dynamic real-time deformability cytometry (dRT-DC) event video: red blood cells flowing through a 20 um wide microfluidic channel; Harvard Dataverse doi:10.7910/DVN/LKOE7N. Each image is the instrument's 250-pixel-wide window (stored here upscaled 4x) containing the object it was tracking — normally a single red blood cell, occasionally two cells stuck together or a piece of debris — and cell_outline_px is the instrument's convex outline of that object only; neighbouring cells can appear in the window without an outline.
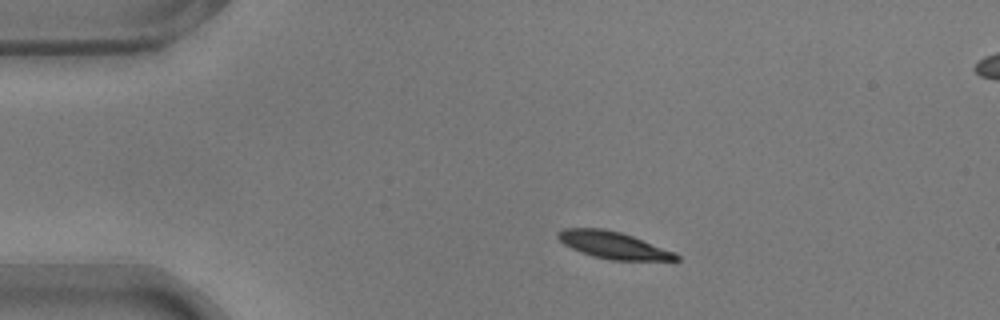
{"species": "common noctule bat (a hibernating species)", "species_latin": "Nyctalus noctula", "temperature_condition": "warm", "stored_images_in_passage": 7, "camera_frame_rate_fps": 3000, "um_per_image_px": 0.085, "animal": {"sex": "male", "body_mass_g": 17.9}, "frame": {"image": 1, "passage_image": 1, "time_ms": 0.0, "image_size_px": [1000, 320], "cell_outline_px": [[680, 260], [608, 260], [592, 256], [580, 252], [564, 244], [556, 236], [556, 232], [564, 228], [604, 228], [620, 232], [632, 236], [672, 252], [680, 256]], "centroid_in_image_um": [52.06, 20.83], "position_along_channel_um": 32.9, "area_um2": 18.38}}